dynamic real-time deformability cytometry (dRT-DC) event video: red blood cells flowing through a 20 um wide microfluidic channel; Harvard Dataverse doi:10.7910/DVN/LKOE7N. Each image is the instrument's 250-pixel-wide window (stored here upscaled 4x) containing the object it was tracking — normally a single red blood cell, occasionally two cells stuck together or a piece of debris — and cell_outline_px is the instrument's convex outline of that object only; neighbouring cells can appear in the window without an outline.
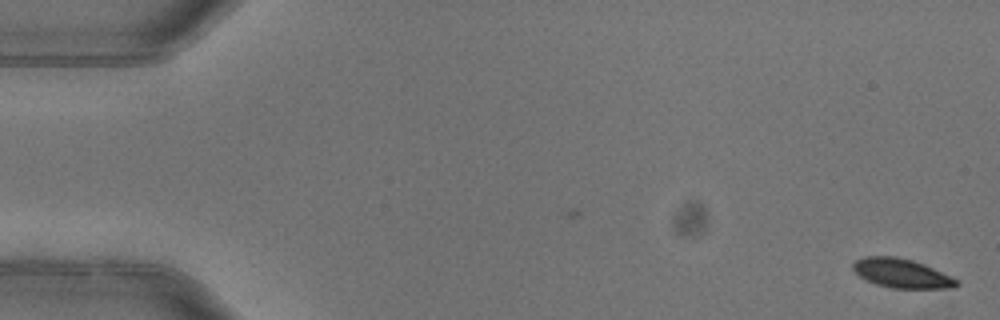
{"species": "common noctule bat (a hibernating species)", "species_latin": "Nyctalus noctula", "temperature_condition": "warm", "stored_images_in_passage": 2, "camera_frame_rate_fps": 3000, "um_per_image_px": 0.085, "animal": {"sex": "female"}, "frame": {"image": 1, "passage_image": 2, "time_ms": 0.333, "image_size_px": [1000, 320], "cell_outline_px": [[960, 284], [956, 288], [892, 288], [876, 284], [860, 276], [852, 268], [852, 264], [856, 260], [864, 256], [896, 256], [912, 260], [924, 264], [952, 276], [960, 280]], "centroid_in_image_um": [76.69, 23.23], "position_along_channel_um": 8.3, "area_um2": 17.69}}